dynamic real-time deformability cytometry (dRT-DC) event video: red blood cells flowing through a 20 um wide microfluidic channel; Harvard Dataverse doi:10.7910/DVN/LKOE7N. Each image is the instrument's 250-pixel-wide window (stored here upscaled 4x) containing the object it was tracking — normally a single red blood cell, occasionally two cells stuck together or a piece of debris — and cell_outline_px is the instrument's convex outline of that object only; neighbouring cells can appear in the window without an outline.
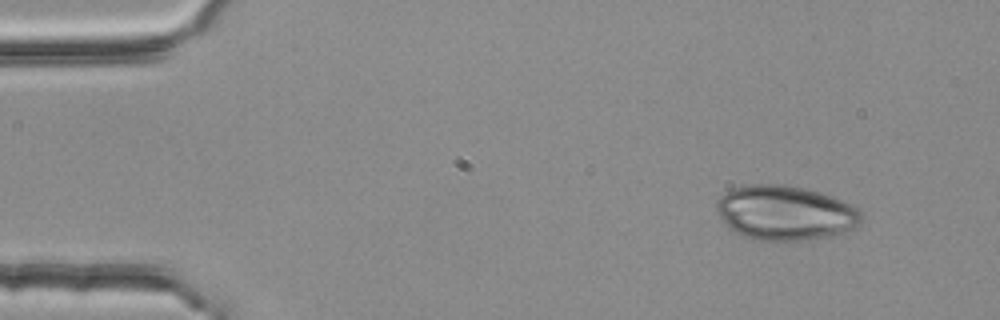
{"species": "common noctule bat (a hibernating species)", "species_latin": "Nyctalus noctula", "temperature_condition": "room temperature", "stored_images_in_passage": 2, "camera_frame_rate_fps": 3000, "um_per_image_px": 0.085, "animal": {"sex": "female", "body_mass_g": 25.1}, "frame": {"image": 1, "passage_image": 1, "time_ms": 0.0, "image_size_px": [1000, 320], "cell_outline_px": [[860, 224], [852, 228], [840, 232], [824, 236], [800, 240], [756, 240], [740, 236], [728, 228], [724, 224], [716, 208], [716, 200], [724, 192], [732, 188], [748, 184], [784, 184], [820, 192], [840, 200], [856, 208], [860, 212]], "centroid_in_image_um": [66.63, 18.08], "position_along_channel_um": 18.4, "area_um2": 45.72}}